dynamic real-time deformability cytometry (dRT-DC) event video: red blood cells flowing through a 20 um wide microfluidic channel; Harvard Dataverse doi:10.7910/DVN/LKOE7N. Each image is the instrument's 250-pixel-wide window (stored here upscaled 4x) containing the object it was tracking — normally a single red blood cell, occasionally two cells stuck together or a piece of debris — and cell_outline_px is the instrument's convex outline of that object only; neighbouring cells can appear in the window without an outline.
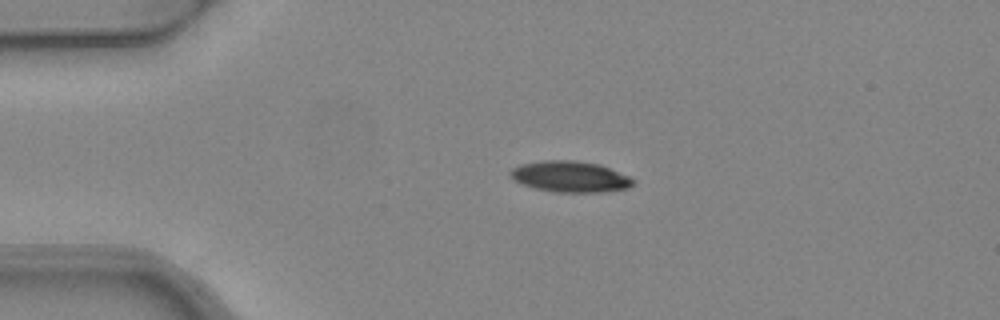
{"species": "common noctule bat (a hibernating species)", "species_latin": "Nyctalus noctula", "temperature_condition": "warm", "stored_images_in_passage": 2, "camera_frame_rate_fps": 3000, "um_per_image_px": 0.085, "animal": {"sex": "female", "body_mass_g": 24.6, "forearm_length_mm": 56.2}, "frame": {"image": 1, "passage_image": 1, "time_ms": 0.0, "image_size_px": [1000, 320], "cell_outline_px": [[636, 184], [628, 188], [604, 192], [552, 192], [520, 184], [512, 180], [508, 176], [508, 172], [512, 168], [520, 164], [540, 160], [576, 160], [600, 164], [628, 176], [636, 180]], "centroid_in_image_um": [48.43, 15.01], "position_along_channel_um": 36.6, "area_um2": 22.66}}